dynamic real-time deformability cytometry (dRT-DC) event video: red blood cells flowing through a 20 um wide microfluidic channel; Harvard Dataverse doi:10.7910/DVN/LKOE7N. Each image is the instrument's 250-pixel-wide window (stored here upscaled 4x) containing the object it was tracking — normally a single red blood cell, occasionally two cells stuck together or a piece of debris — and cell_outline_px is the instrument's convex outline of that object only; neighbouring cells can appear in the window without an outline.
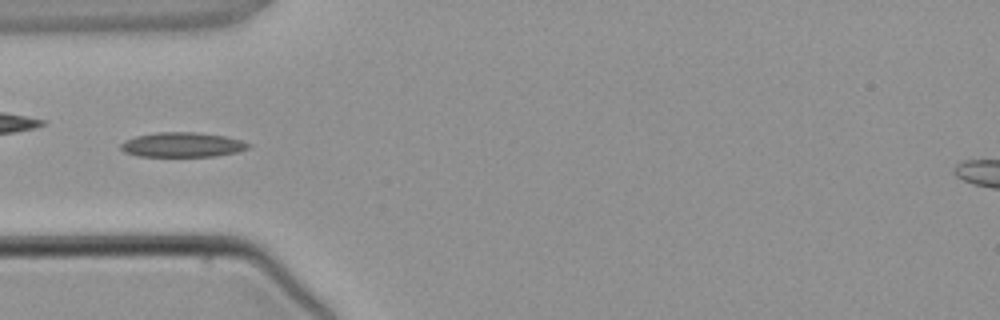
{"species": "common noctule bat (a hibernating species)", "species_latin": "Nyctalus noctula", "temperature_condition": "warm", "stored_images_in_passage": 4, "camera_frame_rate_fps": 3000, "um_per_image_px": 0.085, "animal": {"sex": "male", "body_mass_g": 21.5, "forearm_length_mm": 52.0}, "frame": {"image": 1, "passage_image": 3, "time_ms": 2.333, "image_size_px": [1000, 320], "cell_outline_px": [[252, 144], [248, 148], [236, 152], [216, 156], [136, 156], [124, 152], [120, 148], [120, 144], [136, 136], [156, 132], [196, 132], [224, 136], [240, 140]], "centroid_in_image_um": [15.49, 12.3], "position_along_channel_um": 69.5, "area_um2": 18.26}}
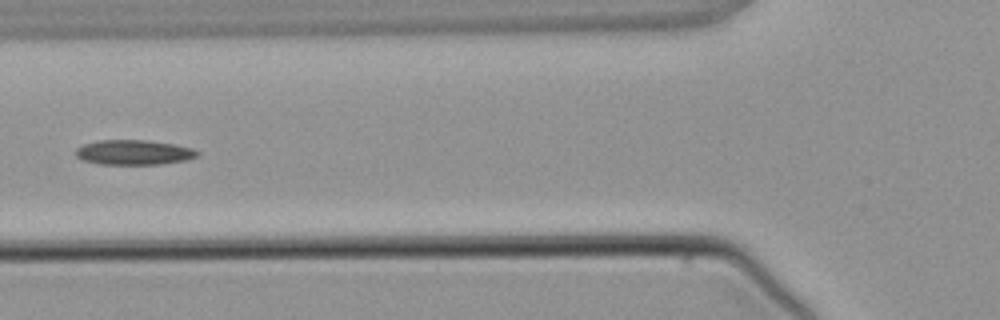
{"frame": {"image": 2, "passage_image": 4, "time_ms": 3.333, "image_size_px": [1000, 320], "cell_outline_px": [[200, 152], [196, 156], [188, 160], [160, 164], [100, 164], [84, 160], [76, 156], [76, 148], [84, 144], [100, 140], [148, 140], [176, 144], [192, 148]], "centroid_in_image_um": [11.4, 12.94], "position_along_channel_um": 114.4, "area_um2": 17.63}}